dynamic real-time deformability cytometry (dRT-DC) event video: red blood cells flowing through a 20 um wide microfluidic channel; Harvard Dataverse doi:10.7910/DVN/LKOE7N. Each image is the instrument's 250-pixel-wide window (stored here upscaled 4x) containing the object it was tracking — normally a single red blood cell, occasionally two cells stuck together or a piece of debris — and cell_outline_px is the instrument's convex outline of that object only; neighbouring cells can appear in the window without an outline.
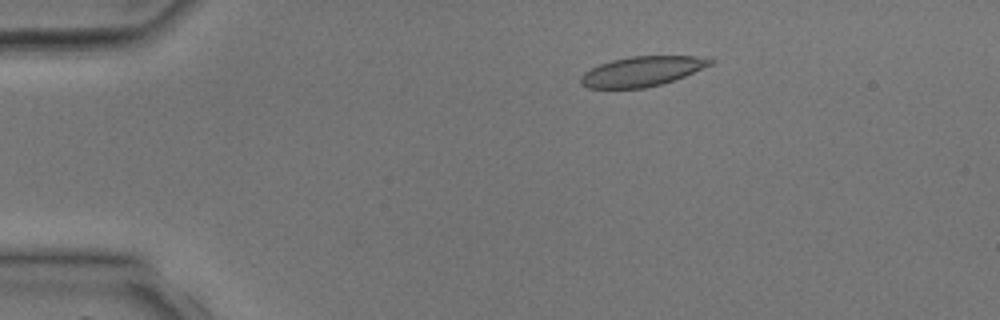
{"species": "common noctule bat (a hibernating species)", "species_latin": "Nyctalus noctula", "temperature_condition": "room temperature", "stored_images_in_passage": 3, "camera_frame_rate_fps": 3000, "um_per_image_px": 0.085, "animal": {"sex": "male", "body_mass_g": 17.9, "forearm_length_mm": 54.2}, "frame": {"image": 1, "passage_image": 2, "time_ms": 1.333, "image_size_px": [1000, 320], "cell_outline_px": [[716, 60], [712, 64], [684, 76], [660, 84], [644, 88], [588, 88], [580, 84], [580, 76], [584, 72], [600, 64], [612, 60], [632, 56], [696, 56]], "centroid_in_image_um": [54.54, 6.06], "position_along_channel_um": 30.5, "area_um2": 22.31}}